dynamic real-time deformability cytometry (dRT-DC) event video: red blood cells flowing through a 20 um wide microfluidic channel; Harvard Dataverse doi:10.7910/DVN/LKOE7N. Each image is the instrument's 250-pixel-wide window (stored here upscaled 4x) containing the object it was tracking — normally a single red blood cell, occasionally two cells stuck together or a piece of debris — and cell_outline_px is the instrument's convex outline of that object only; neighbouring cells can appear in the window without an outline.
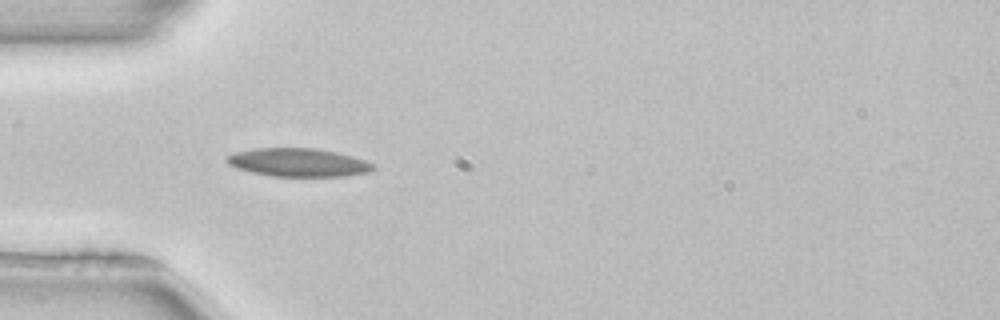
{"species": "common noctule bat (a hibernating species)", "species_latin": "Nyctalus noctula", "temperature_condition": "room temperature", "stored_images_in_passage": 51, "camera_frame_rate_fps": 3000, "um_per_image_px": 0.085, "animal": {"sex": "female", "body_mass_g": 22.7, "forearm_length_mm": 54.2}, "frame": {"image": 1, "passage_image": 15, "time_ms": 4.667, "image_size_px": [1000, 320], "cell_outline_px": [[376, 168], [368, 172], [348, 176], [272, 176], [252, 172], [236, 168], [228, 164], [224, 160], [224, 156], [236, 152], [252, 148], [316, 148], [336, 152], [352, 156], [376, 164]], "centroid_in_image_um": [25.33, 13.8], "position_along_channel_um": 59.7, "area_um2": 24.33}, "authors_computed_cell_mechanics": {"area_um2": 22.4264, "velocity_mm_per_s": 3.9569, "shape_relaxation_time_tau1_ms": null, "shape_relaxation_time_tau2_ms": 7.5987, "deformation_change_tau1": null, "deformation_change_tau2": 0.1571}}